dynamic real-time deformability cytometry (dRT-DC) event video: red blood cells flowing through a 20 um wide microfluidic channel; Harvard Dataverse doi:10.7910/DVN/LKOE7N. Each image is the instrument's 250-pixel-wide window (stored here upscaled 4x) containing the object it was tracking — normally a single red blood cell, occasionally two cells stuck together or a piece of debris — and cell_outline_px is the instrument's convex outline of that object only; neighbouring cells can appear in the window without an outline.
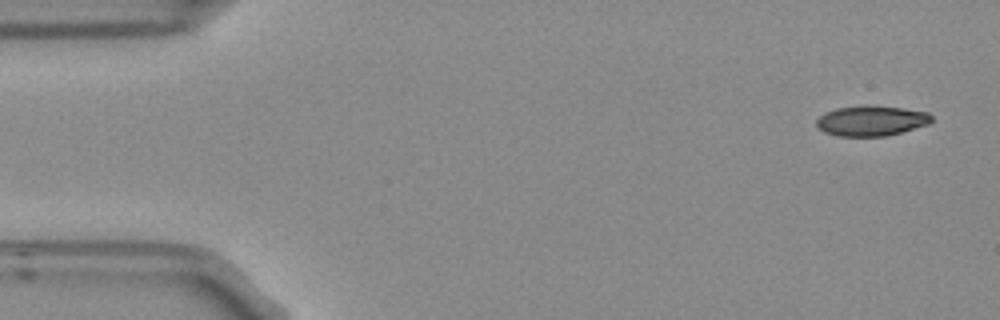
{"species": "Egyptian fruit bat (a non-hibernating species)", "species_latin": "Rousettus aegyptiacus", "temperature_condition": "room temperature", "stored_images_in_passage": 4, "camera_frame_rate_fps": 3000, "um_per_image_px": 0.085, "frame": {"image": 1, "passage_image": 1, "time_ms": 0.0, "image_size_px": [1000, 320], "cell_outline_px": [[932, 120], [928, 124], [900, 132], [884, 136], [836, 136], [824, 132], [816, 128], [816, 120], [824, 112], [836, 108], [864, 104], [872, 104], [904, 108], [928, 112], [932, 116]], "centroid_in_image_um": [74.01, 10.24], "position_along_channel_um": 11.0, "area_um2": 20.63}}
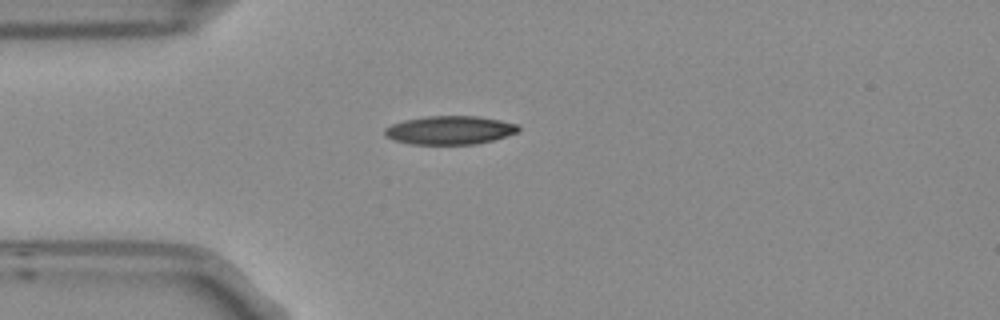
{"frame": {"image": 2, "passage_image": 4, "time_ms": 1.0, "image_size_px": [1000, 320], "cell_outline_px": [[520, 128], [516, 132], [492, 140], [476, 144], [412, 144], [396, 140], [384, 136], [384, 128], [392, 124], [404, 120], [428, 116], [476, 116], [500, 120], [520, 124]], "centroid_in_image_um": [38.22, 11.06], "position_along_channel_um": 46.8, "area_um2": 22.08}}